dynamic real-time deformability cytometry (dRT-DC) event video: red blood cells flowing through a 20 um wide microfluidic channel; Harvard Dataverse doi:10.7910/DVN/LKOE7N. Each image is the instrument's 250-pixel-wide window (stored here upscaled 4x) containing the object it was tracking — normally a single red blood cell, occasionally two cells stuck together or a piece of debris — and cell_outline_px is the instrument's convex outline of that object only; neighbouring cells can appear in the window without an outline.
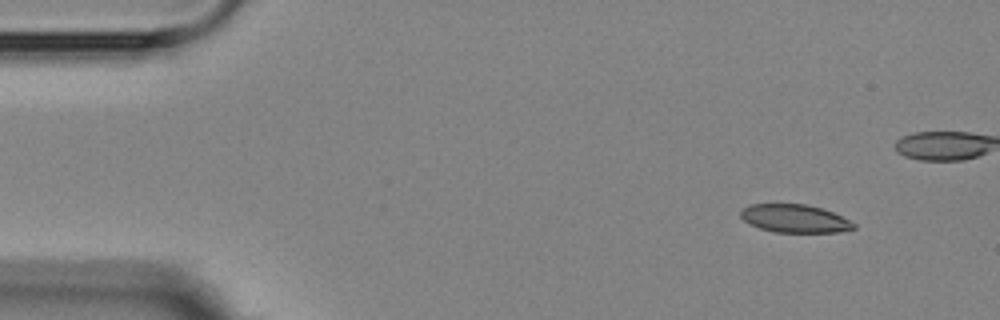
{"species": "Egyptian fruit bat (a non-hibernating species)", "species_latin": "Rousettus aegyptiacus", "temperature_condition": "room temperature", "stored_images_in_passage": 6, "segment_of_instrument_passage": [1, 2], "camera_frame_rate_fps": 3000, "um_per_image_px": 0.085, "animal": {"sex": "female"}, "frame": {"image": 1, "passage_image": 1, "time_ms": 0.0, "image_size_px": [1000, 320], "cell_outline_px": [[856, 228], [840, 232], [776, 232], [760, 228], [748, 224], [740, 216], [740, 208], [748, 204], [808, 204], [832, 212], [856, 224]], "centroid_in_image_um": [67.5, 18.57], "position_along_channel_um": 17.5, "area_um2": 18.55}}
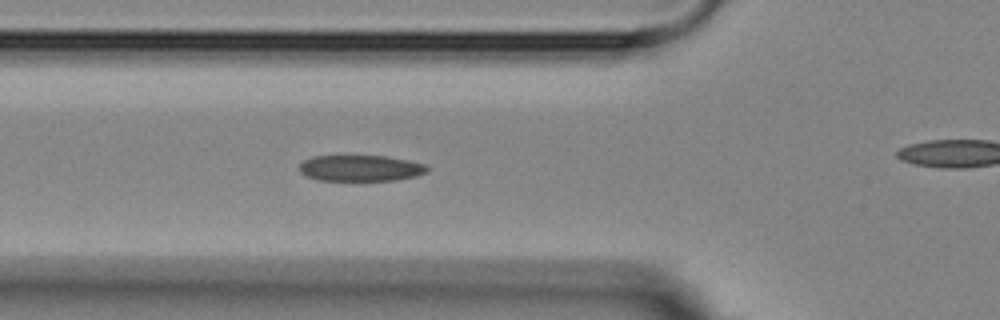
{"frame": {"image": 2, "passage_image": 5, "time_ms": 4.667, "image_size_px": [1000, 320], "cell_outline_px": [[428, 172], [416, 176], [396, 180], [320, 180], [308, 176], [300, 172], [300, 164], [304, 160], [312, 156], [384, 156], [408, 160], [428, 164]], "centroid_in_image_um": [30.69, 14.29], "position_along_channel_um": 95.1, "area_um2": 19.36}}